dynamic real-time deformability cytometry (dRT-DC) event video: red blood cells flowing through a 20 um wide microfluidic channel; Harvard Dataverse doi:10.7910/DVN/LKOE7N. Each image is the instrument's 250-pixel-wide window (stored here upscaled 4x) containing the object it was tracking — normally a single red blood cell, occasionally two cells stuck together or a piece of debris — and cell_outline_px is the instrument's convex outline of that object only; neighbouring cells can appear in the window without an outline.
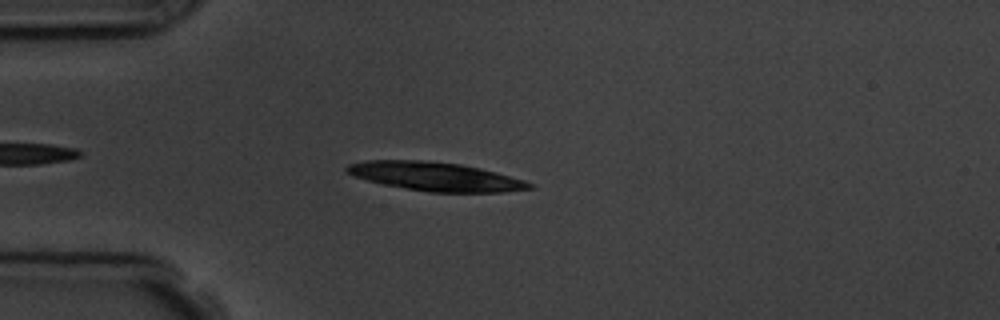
{"species": "common noctule bat (a hibernating species)", "species_latin": "Nyctalus noctula", "temperature_condition": "room temperature", "stored_images_in_passage": 4, "camera_frame_rate_fps": 3000, "um_per_image_px": 0.085, "animal": {"sex": "male", "body_mass_g": 19.5, "forearm_length_mm": 54.6}, "frame": {"image": 1, "passage_image": 3, "time_ms": 2.333, "image_size_px": [1000, 320], "cell_outline_px": [[532, 188], [504, 192], [428, 192], [404, 188], [384, 184], [368, 180], [344, 172], [344, 168], [348, 164], [368, 160], [420, 160], [460, 164], [480, 168], [496, 172], [524, 180], [532, 184]], "centroid_in_image_um": [36.99, 15.0], "position_along_channel_um": 48.0, "area_um2": 30.35}}